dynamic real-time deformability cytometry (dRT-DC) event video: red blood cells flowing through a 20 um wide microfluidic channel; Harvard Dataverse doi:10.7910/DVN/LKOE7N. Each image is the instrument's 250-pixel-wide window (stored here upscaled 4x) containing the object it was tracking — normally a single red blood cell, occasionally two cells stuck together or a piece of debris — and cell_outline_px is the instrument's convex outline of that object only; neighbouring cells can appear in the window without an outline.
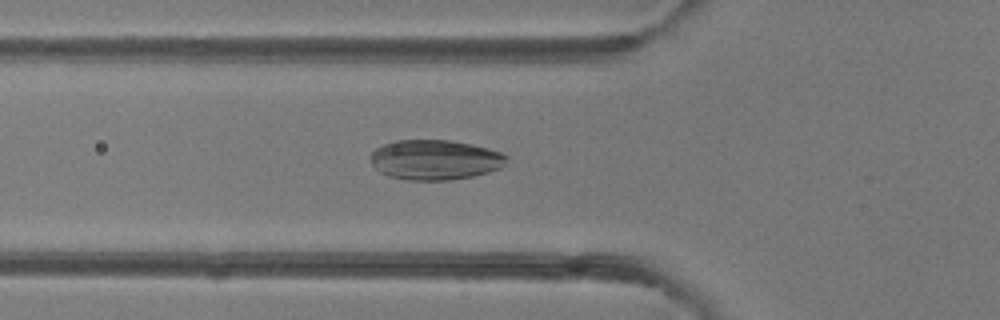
{"species": "common noctule bat (a hibernating species)", "species_latin": "Nyctalus noctula", "temperature_condition": "room temperature", "stored_images_in_passage": 47, "camera_frame_rate_fps": 3000, "um_per_image_px": 0.085, "animal": {"sex": "female"}, "frame": {"image": 1, "passage_image": 16, "time_ms": 5.0, "image_size_px": [1000, 320], "cell_outline_px": [[508, 160], [500, 168], [488, 172], [472, 176], [448, 180], [408, 180], [388, 176], [380, 172], [372, 164], [368, 156], [376, 148], [384, 144], [396, 140], [448, 140], [472, 144], [488, 148], [500, 152], [508, 156]], "centroid_in_image_um": [36.96, 13.58], "position_along_channel_um": 88.8, "area_um2": 31.79}}
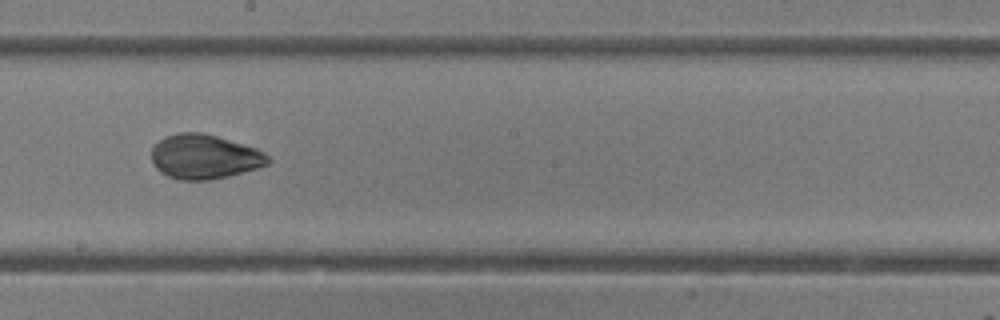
{"frame": {"image": 2, "passage_image": 26, "time_ms": 8.333, "image_size_px": [1000, 320], "cell_outline_px": [[272, 160], [268, 164], [256, 168], [228, 176], [208, 180], [180, 180], [168, 176], [160, 172], [156, 168], [152, 160], [152, 144], [164, 136], [180, 132], [204, 132], [256, 148], [264, 152]], "centroid_in_image_um": [17.35, 13.31], "position_along_channel_um": 230.9, "area_um2": 30.35}}
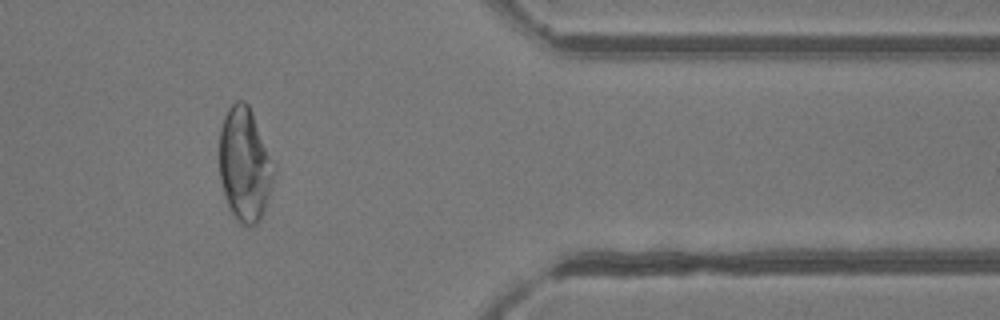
{"frame": {"image": 3, "passage_image": 39, "time_ms": 12.667, "image_size_px": [1000, 320], "cell_outline_px": [[276, 172], [264, 212], [260, 220], [256, 224], [248, 228], [240, 224], [232, 216], [228, 208], [220, 176], [220, 128], [224, 116], [228, 108], [236, 100], [244, 100], [248, 104], [252, 112], [276, 168]], "centroid_in_image_um": [20.81, 14.03], "position_along_channel_um": 390.6, "area_um2": 36.47}}